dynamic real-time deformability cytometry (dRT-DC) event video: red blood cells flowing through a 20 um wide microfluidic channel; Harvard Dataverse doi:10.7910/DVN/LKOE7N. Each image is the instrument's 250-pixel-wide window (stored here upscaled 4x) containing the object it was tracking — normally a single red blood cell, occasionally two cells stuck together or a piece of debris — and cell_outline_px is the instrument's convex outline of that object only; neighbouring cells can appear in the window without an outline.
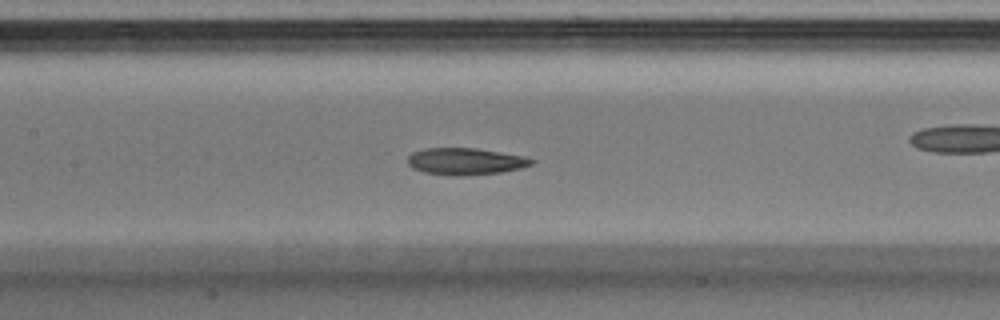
{"species": "Egyptian fruit bat (a non-hibernating species)", "species_latin": "Rousettus aegyptiacus", "temperature_condition": "warm", "stored_images_in_passage": 32, "camera_frame_rate_fps": 3000, "um_per_image_px": 0.085, "animal": {"sex": "male"}, "frame": {"image": 1, "passage_image": 10, "time_ms": 3.0, "image_size_px": [1000, 320], "cell_outline_px": [[536, 160], [532, 164], [520, 168], [500, 172], [464, 176], [456, 176], [424, 172], [412, 168], [408, 164], [408, 156], [412, 152], [424, 148], [476, 148], [524, 156]], "centroid_in_image_um": [39.55, 13.71], "position_along_channel_um": 167.9, "area_um2": 19.36}}